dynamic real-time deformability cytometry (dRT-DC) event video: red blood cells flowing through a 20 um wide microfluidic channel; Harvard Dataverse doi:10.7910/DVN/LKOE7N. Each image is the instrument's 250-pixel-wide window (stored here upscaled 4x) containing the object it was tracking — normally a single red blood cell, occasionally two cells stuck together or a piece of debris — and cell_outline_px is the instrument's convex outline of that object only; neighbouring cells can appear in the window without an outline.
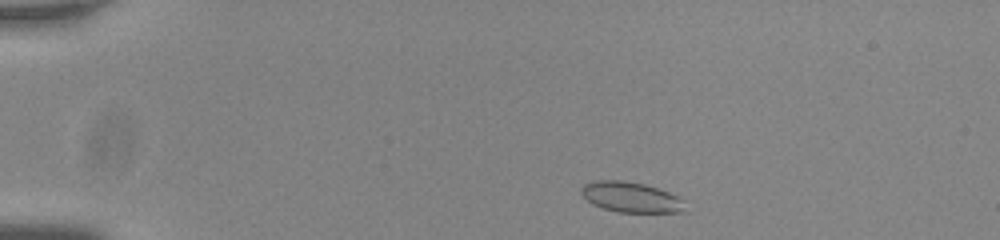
{"species": "common noctule bat (a hibernating species)", "species_latin": "Nyctalus noctula", "temperature_condition": "room temperature", "stored_images_in_passage": 47, "camera_frame_rate_fps": 3000, "um_per_image_px": 0.085, "animal": {"sex": "male", "body_mass_g": 20.0, "forearm_length_mm": 53.3}, "frame": {"image": 1, "passage_image": 2, "time_ms": 0.333, "image_size_px": [1000, 240], "cell_outline_px": [[688, 212], [616, 212], [592, 204], [580, 192], [580, 188], [584, 184], [596, 180], [620, 180], [644, 184], [668, 192], [684, 200]], "centroid_in_image_um": [53.65, 16.77], "position_along_channel_um": 31.4, "area_um2": 18.38}}
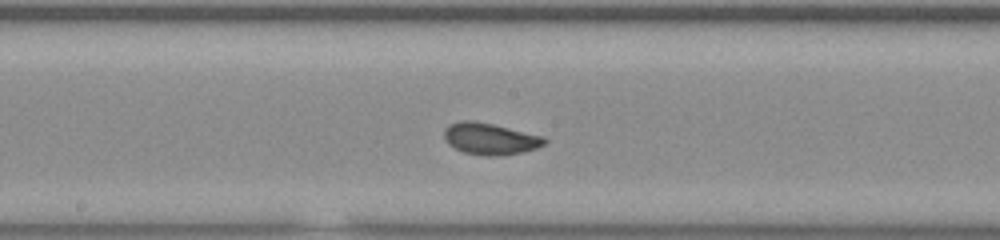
{"frame": {"image": 2, "passage_image": 22, "time_ms": 7.0, "image_size_px": [1000, 240], "cell_outline_px": [[548, 140], [544, 144], [536, 148], [520, 152], [496, 156], [484, 156], [464, 152], [448, 144], [444, 140], [444, 128], [448, 124], [460, 120], [472, 120], [492, 124], [544, 136]], "centroid_in_image_um": [41.62, 11.78], "position_along_channel_um": 206.6, "area_um2": 18.5}}
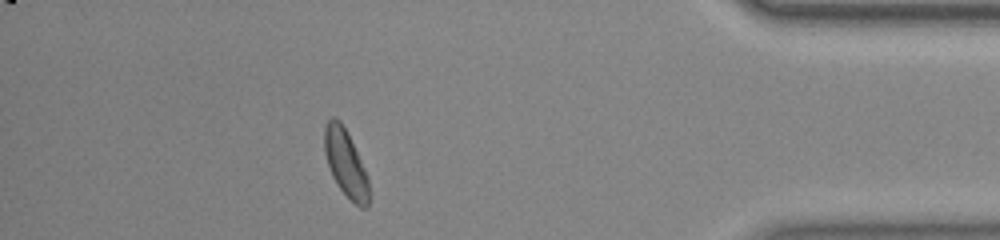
{"frame": {"image": 3, "passage_image": 41, "time_ms": 13.333, "image_size_px": [1000, 240], "cell_outline_px": [[368, 208], [360, 208], [336, 184], [332, 176], [324, 152], [324, 128], [328, 120], [332, 116], [336, 116], [340, 120], [368, 176]], "centroid_in_image_um": [29.35, 13.86], "position_along_channel_um": 405.8, "area_um2": 16.99}, "authors_computed_cell_mechanics": {"area_um2": 17.918, "velocity_mm_per_s": 3.7383, "shape_relaxation_time_tau1_ms": 1.9286, "shape_relaxation_time_tau2_ms": 2.0477, "deformation_change_tau1": 0.0623, "deformation_change_tau2": 0.0679}}